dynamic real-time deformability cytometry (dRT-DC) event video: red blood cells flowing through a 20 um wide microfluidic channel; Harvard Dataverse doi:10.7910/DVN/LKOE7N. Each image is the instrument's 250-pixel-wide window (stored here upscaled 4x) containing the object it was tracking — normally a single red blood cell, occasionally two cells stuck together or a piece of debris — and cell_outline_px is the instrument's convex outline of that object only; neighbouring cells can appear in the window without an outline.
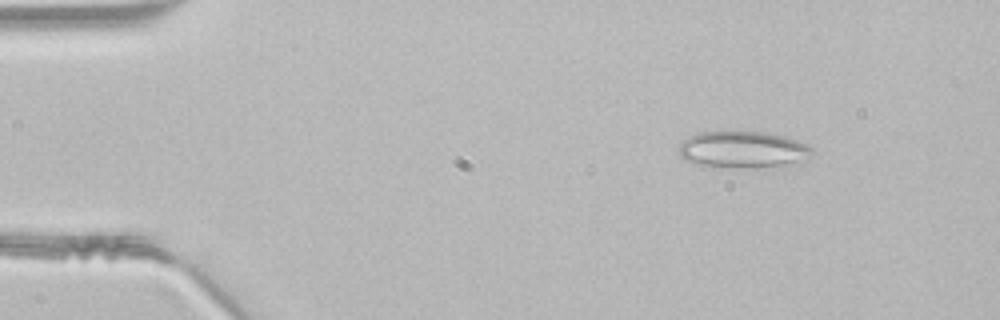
{"species": "common noctule bat (a hibernating species)", "species_latin": "Nyctalus noctula", "temperature_condition": "room temperature", "stored_images_in_passage": 45, "camera_frame_rate_fps": 3000, "um_per_image_px": 0.085, "animal": {"sex": "male", "body_mass_g": 21.5, "forearm_length_mm": 52.0}, "frame": {"image": 1, "passage_image": 5, "time_ms": 1.333, "image_size_px": [1000, 320], "cell_outline_px": [[816, 152], [780, 168], [712, 168], [692, 164], [684, 160], [680, 156], [680, 144], [688, 136], [700, 132], [768, 132], [784, 136], [808, 144]], "centroid_in_image_um": [63.12, 12.75], "position_along_channel_um": 21.9, "area_um2": 29.19}}
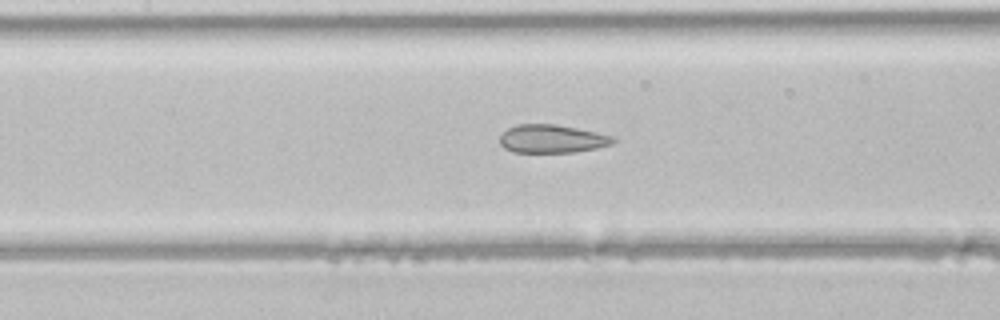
{"frame": {"image": 2, "passage_image": 20, "time_ms": 6.333, "image_size_px": [1000, 320], "cell_outline_px": [[616, 140], [612, 144], [596, 148], [576, 152], [512, 152], [504, 148], [500, 144], [500, 136], [508, 128], [520, 124], [556, 124], [596, 132], [612, 136]], "centroid_in_image_um": [46.91, 11.8], "position_along_channel_um": 160.5, "area_um2": 18.55}}
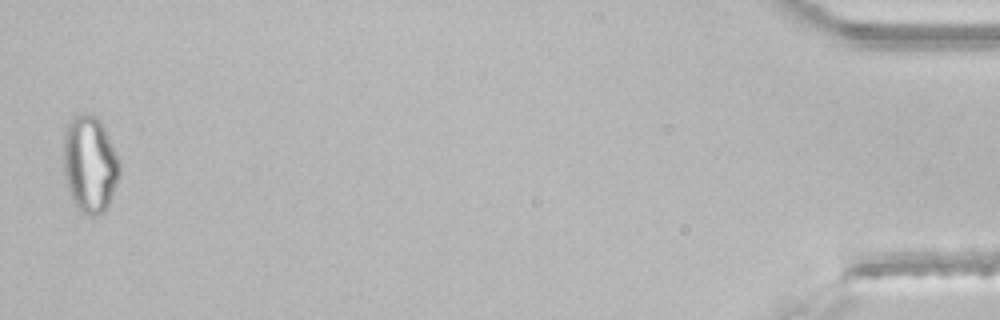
{"frame": {"image": 3, "passage_image": 45, "time_ms": 14.667, "image_size_px": [1000, 320], "cell_outline_px": [[120, 176], [108, 204], [104, 212], [96, 216], [88, 216], [80, 212], [76, 208], [72, 200], [64, 176], [64, 124], [76, 116], [84, 112], [92, 112], [100, 116], [120, 160]], "centroid_in_image_um": [7.64, 13.91], "position_along_channel_um": 427.6, "area_um2": 32.54}}